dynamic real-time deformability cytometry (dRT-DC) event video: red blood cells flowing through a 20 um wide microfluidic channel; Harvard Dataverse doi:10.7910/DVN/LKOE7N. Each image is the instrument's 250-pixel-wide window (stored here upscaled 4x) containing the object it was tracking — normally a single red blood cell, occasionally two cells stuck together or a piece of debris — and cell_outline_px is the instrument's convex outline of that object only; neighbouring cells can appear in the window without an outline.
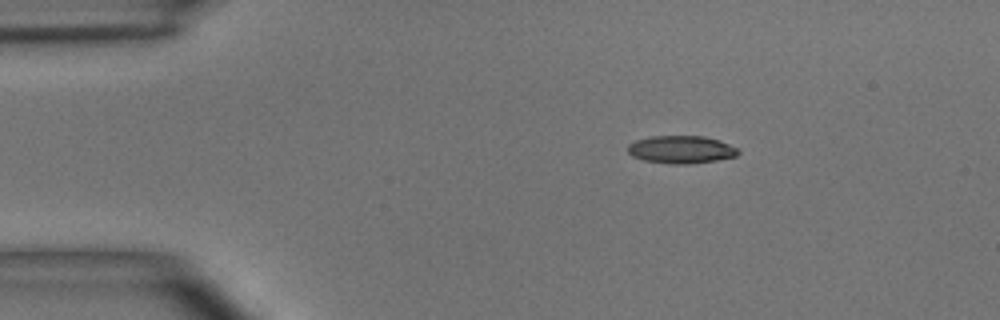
{"species": "common noctule bat (a hibernating species)", "species_latin": "Nyctalus noctula", "temperature_condition": "room temperature", "stored_images_in_passage": 6, "camera_frame_rate_fps": 3000, "um_per_image_px": 0.085, "animal": {"sex": "male", "body_mass_g": 15.6}, "frame": {"image": 1, "passage_image": 1, "time_ms": 0.0, "image_size_px": [1000, 320], "cell_outline_px": [[740, 152], [736, 156], [716, 160], [688, 164], [672, 164], [644, 160], [632, 156], [628, 152], [628, 144], [636, 140], [652, 136], [704, 136], [720, 140], [740, 148]], "centroid_in_image_um": [57.93, 12.7], "position_along_channel_um": 27.1, "area_um2": 17.92}}
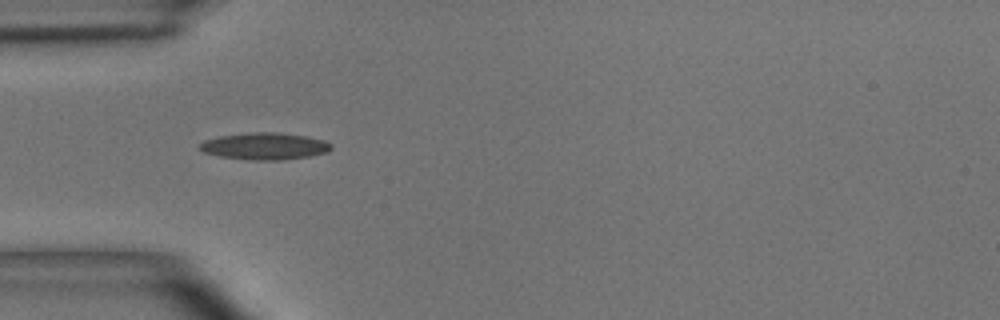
{"frame": {"image": 2, "passage_image": 3, "time_ms": 2.333, "image_size_px": [1000, 320], "cell_outline_px": [[332, 148], [328, 152], [308, 156], [276, 160], [256, 160], [220, 156], [204, 152], [200, 148], [200, 144], [204, 140], [220, 136], [248, 132], [280, 132], [308, 136], [324, 140], [332, 144]], "centroid_in_image_um": [22.54, 12.4], "position_along_channel_um": 62.5, "area_um2": 20.52}}
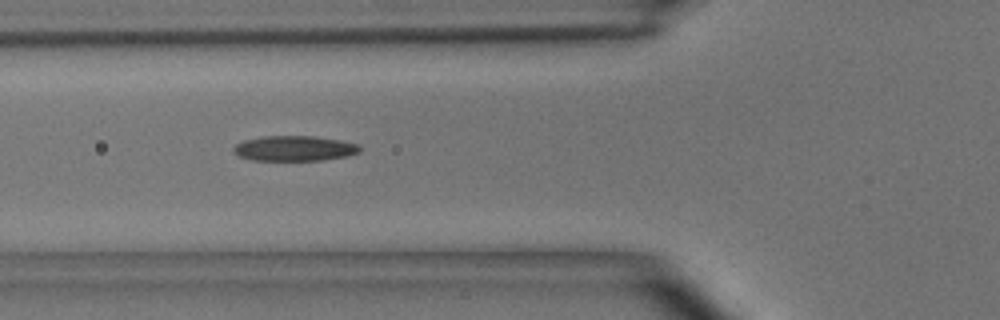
{"frame": {"image": 3, "passage_image": 4, "time_ms": 3.333, "image_size_px": [1000, 320], "cell_outline_px": [[360, 152], [344, 156], [324, 160], [252, 160], [240, 156], [232, 152], [232, 148], [236, 144], [244, 140], [264, 136], [312, 136], [340, 140], [360, 144]], "centroid_in_image_um": [25.01, 12.61], "position_along_channel_um": 100.8, "area_um2": 18.5}}